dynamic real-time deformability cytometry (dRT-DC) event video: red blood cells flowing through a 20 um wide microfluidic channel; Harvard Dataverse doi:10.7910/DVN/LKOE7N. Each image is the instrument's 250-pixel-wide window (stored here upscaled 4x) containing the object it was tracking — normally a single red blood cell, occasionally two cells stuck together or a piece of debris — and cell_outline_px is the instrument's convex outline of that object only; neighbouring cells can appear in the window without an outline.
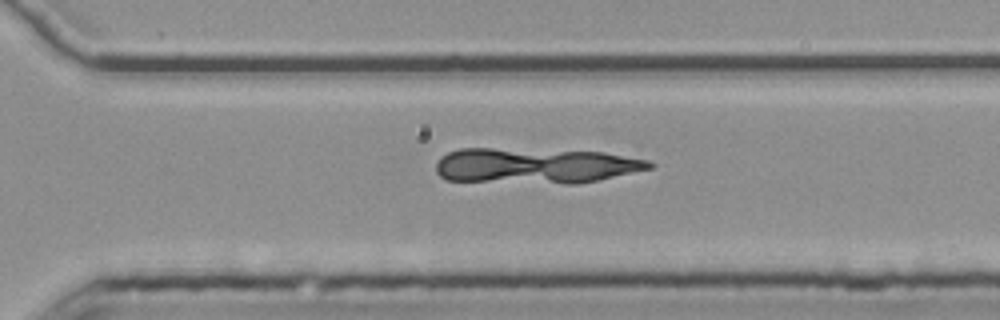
{"species": "common noctule bat (a hibernating species)", "species_latin": "Nyctalus noctula", "temperature_condition": "room temperature", "stored_images_in_passage": 35, "segment_of_instrument_passage": [3, 3], "camera_frame_rate_fps": 3000, "um_per_image_px": 0.085, "animal": {"sex": "female", "body_mass_g": 25.1}, "frame": {"image": 1, "passage_image": 19, "time_ms": 6.0, "image_size_px": [1000, 320], "cell_outline_px": [[656, 164], [652, 168], [596, 180], [576, 184], [564, 184], [448, 180], [440, 176], [436, 172], [436, 164], [440, 156], [448, 152], [460, 148], [492, 148], [604, 152], [648, 160]], "centroid_in_image_um": [45.48, 14.08], "position_along_channel_um": 325.1, "area_um2": 44.22}}
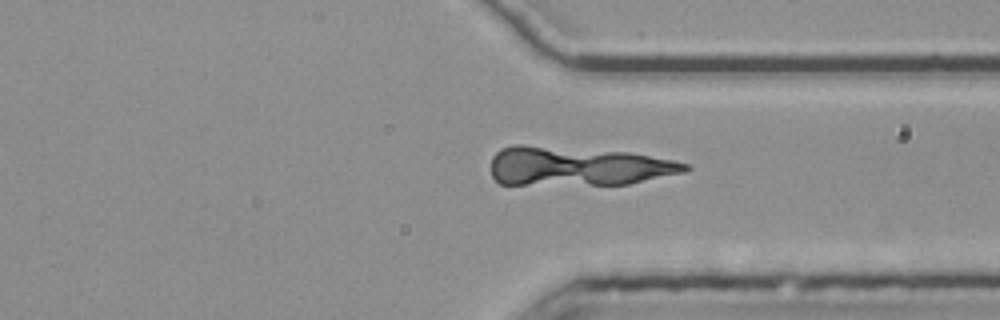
{"frame": {"image": 2, "passage_image": 22, "time_ms": 7.0, "image_size_px": [1000, 320], "cell_outline_px": [[692, 168], [684, 172], [628, 184], [500, 184], [492, 176], [492, 156], [500, 148], [512, 144], [524, 144], [628, 152], [672, 160], [692, 164]], "centroid_in_image_um": [49.09, 14.11], "position_along_channel_um": 362.3, "area_um2": 44.27}}
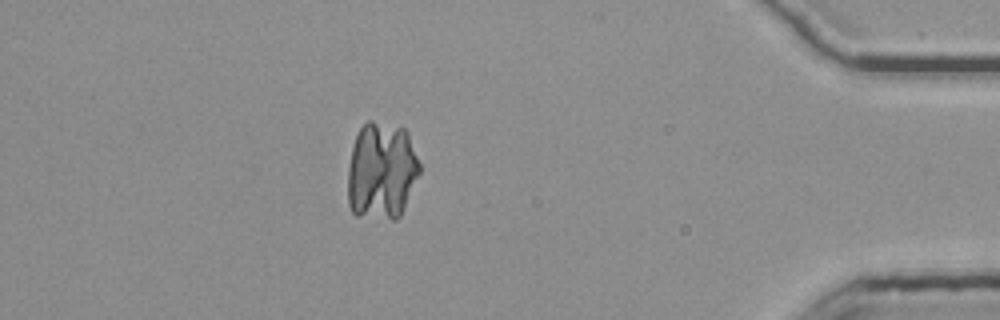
{"frame": {"image": 3, "passage_image": 29, "time_ms": 9.333, "image_size_px": [1000, 320], "cell_outline_px": [[420, 172], [404, 208], [400, 216], [396, 220], [392, 220], [356, 216], [352, 212], [348, 204], [348, 168], [352, 148], [356, 136], [360, 128], [368, 120], [372, 120], [404, 128], [408, 132], [420, 164]], "centroid_in_image_um": [32.43, 14.55], "position_along_channel_um": 402.8, "area_um2": 41.27}}